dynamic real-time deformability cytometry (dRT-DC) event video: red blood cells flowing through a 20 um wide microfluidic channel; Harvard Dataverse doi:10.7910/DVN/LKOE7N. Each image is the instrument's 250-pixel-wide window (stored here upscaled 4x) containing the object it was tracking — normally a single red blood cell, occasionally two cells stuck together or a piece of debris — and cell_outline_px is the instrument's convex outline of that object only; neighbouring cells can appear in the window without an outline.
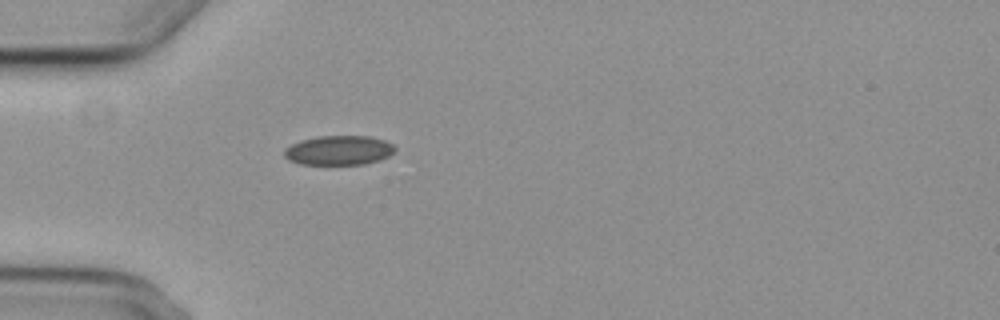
{"species": "common noctule bat (a hibernating species)", "species_latin": "Nyctalus noctula", "temperature_condition": "cold", "stored_images_in_passage": 4, "camera_frame_rate_fps": 3000, "um_per_image_px": 0.085, "animal": {"sex": "female", "body_mass_g": 29.2, "forearm_length_mm": 56.3}, "frame": {"image": 1, "passage_image": 4, "time_ms": 4.333, "image_size_px": [1000, 320], "cell_outline_px": [[396, 148], [388, 156], [380, 160], [364, 164], [300, 164], [288, 160], [284, 156], [284, 148], [300, 140], [316, 136], [372, 136], [384, 140], [392, 144]], "centroid_in_image_um": [28.78, 12.77], "position_along_channel_um": 56.2, "area_um2": 19.07}}